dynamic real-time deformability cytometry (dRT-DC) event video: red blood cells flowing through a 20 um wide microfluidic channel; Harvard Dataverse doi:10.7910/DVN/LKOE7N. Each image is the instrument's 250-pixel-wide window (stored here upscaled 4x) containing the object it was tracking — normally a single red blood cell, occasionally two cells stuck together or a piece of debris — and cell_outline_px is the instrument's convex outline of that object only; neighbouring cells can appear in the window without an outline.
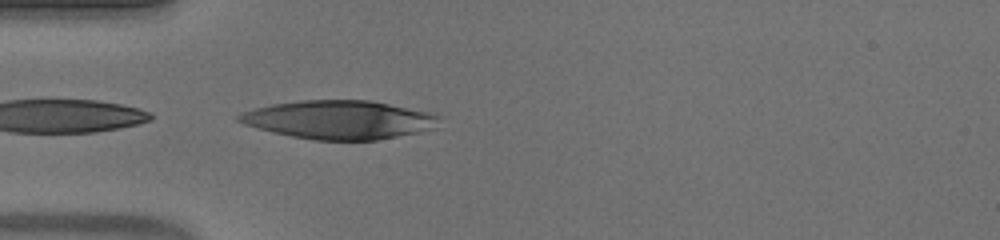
{"species": "human", "species_latin": "Homo sapiens", "temperature_condition": "warm", "stored_images_in_passage": 15, "camera_frame_rate_fps": 3000, "um_per_image_px": 0.085, "donor": {"sex": "male"}, "frame": {"image": 1, "passage_image": 15, "time_ms": 4.667, "image_size_px": [1000, 240], "cell_outline_px": [[440, 116], [436, 128], [420, 132], [376, 140], [316, 140], [292, 136], [272, 132], [244, 124], [236, 120], [236, 116], [240, 112], [272, 104], [300, 100], [372, 100], [432, 112]], "centroid_in_image_um": [28.86, 10.17], "position_along_channel_um": 56.1, "area_um2": 45.26}}